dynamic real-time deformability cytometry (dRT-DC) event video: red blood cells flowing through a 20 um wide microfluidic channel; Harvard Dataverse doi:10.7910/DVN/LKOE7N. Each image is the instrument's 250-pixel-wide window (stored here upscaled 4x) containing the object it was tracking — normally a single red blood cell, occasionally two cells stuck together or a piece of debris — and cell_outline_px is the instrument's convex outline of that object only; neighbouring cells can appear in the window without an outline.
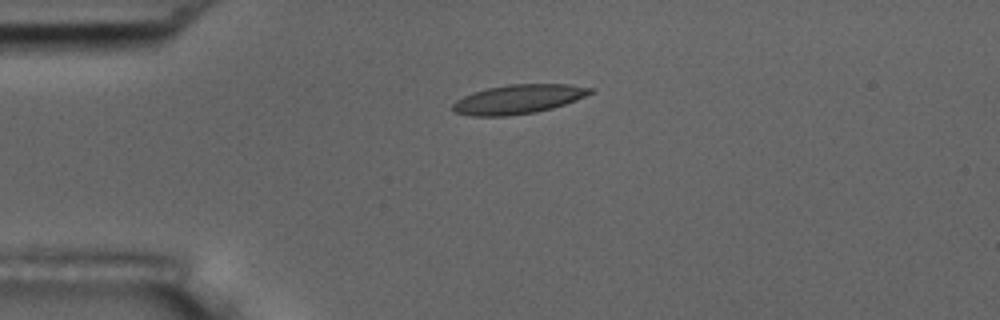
{"species": "common noctule bat (a hibernating species)", "species_latin": "Nyctalus noctula", "temperature_condition": "room temperature", "stored_images_in_passage": 3, "camera_frame_rate_fps": 3000, "um_per_image_px": 0.085, "animal": {"sex": "male", "body_mass_g": 17.5, "forearm_length_mm": 52.3}, "frame": {"image": 1, "passage_image": 1, "time_ms": 0.0, "image_size_px": [1000, 320], "cell_outline_px": [[596, 92], [576, 100], [552, 108], [536, 112], [508, 116], [472, 116], [456, 112], [452, 108], [452, 104], [456, 100], [464, 96], [488, 88], [508, 84], [568, 84], [596, 88]], "centroid_in_image_um": [44.12, 8.43], "position_along_channel_um": 40.9, "area_um2": 23.41}}